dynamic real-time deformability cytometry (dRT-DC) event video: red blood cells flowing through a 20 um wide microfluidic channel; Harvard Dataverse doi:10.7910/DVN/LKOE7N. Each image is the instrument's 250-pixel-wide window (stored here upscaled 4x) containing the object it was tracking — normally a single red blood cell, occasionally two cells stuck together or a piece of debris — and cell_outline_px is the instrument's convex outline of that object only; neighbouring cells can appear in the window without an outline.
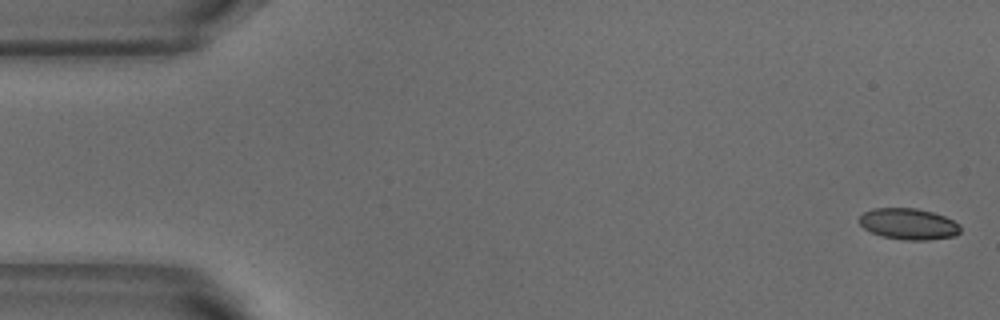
{"species": "common noctule bat (a hibernating species)", "species_latin": "Nyctalus noctula", "temperature_condition": "warm", "stored_images_in_passage": 3, "camera_frame_rate_fps": 3000, "um_per_image_px": 0.085, "animal": {"sex": "male", "body_mass_g": 18.8}, "frame": {"image": 1, "passage_image": 1, "time_ms": 0.0, "image_size_px": [1000, 320], "cell_outline_px": [[960, 232], [956, 236], [928, 240], [904, 240], [880, 236], [864, 228], [860, 224], [860, 216], [864, 212], [872, 208], [916, 208], [932, 212], [944, 216], [960, 224]], "centroid_in_image_um": [77.24, 19.04], "position_along_channel_um": 7.8, "area_um2": 18.44}}